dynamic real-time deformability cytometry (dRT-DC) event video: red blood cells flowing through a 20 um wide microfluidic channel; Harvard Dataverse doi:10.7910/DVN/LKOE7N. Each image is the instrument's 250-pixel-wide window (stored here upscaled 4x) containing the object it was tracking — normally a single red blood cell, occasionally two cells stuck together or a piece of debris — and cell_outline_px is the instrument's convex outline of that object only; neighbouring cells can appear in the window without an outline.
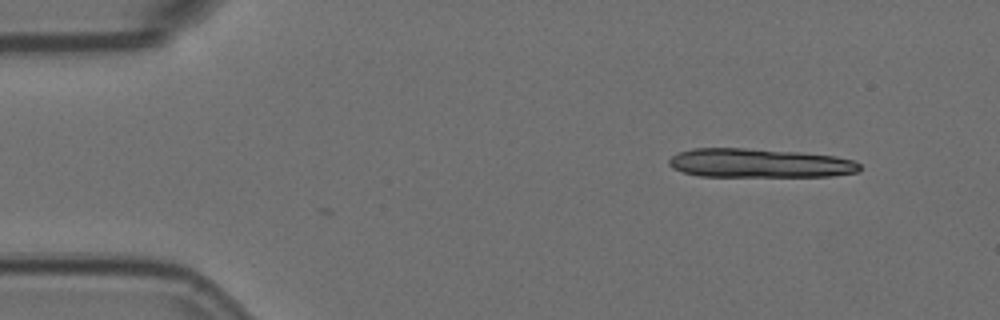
{"species": "Egyptian fruit bat (a non-hibernating species)", "species_latin": "Rousettus aegyptiacus", "temperature_condition": "room temperature", "stored_images_in_passage": 2, "camera_frame_rate_fps": 3000, "um_per_image_px": 0.085, "animal": {"sex": "female"}, "frame": {"image": 1, "passage_image": 2, "time_ms": 0.333, "image_size_px": [1000, 320], "cell_outline_px": [[860, 172], [832, 176], [700, 176], [684, 172], [672, 168], [668, 164], [668, 160], [676, 152], [692, 148], [744, 148], [800, 152], [836, 156], [852, 160], [860, 164]], "centroid_in_image_um": [64.54, 13.86], "position_along_channel_um": 20.5, "area_um2": 32.37}}